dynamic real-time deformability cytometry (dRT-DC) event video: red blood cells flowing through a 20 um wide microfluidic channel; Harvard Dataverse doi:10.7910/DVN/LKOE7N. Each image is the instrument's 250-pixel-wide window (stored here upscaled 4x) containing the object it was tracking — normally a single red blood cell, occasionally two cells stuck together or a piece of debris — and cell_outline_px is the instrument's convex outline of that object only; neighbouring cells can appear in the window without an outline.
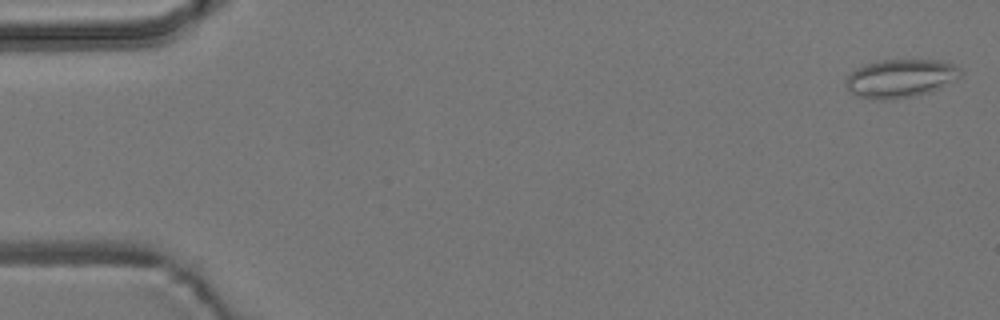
{"species": "common noctule bat (a hibernating species)", "species_latin": "Nyctalus noctula", "temperature_condition": "room temperature", "stored_images_in_passage": 5, "camera_frame_rate_fps": 3000, "um_per_image_px": 0.085, "animal": {"sex": "male", "body_mass_g": 19.2, "forearm_length_mm": 51.8}, "frame": {"image": 1, "passage_image": 1, "time_ms": 0.0, "image_size_px": [1000, 320], "cell_outline_px": [[964, 72], [956, 80], [940, 88], [916, 96], [884, 100], [880, 100], [856, 96], [844, 84], [848, 76], [856, 68], [868, 64], [884, 60], [936, 60], [952, 64], [960, 68]], "centroid_in_image_um": [76.57, 6.67], "position_along_channel_um": 8.4, "area_um2": 25.49}}